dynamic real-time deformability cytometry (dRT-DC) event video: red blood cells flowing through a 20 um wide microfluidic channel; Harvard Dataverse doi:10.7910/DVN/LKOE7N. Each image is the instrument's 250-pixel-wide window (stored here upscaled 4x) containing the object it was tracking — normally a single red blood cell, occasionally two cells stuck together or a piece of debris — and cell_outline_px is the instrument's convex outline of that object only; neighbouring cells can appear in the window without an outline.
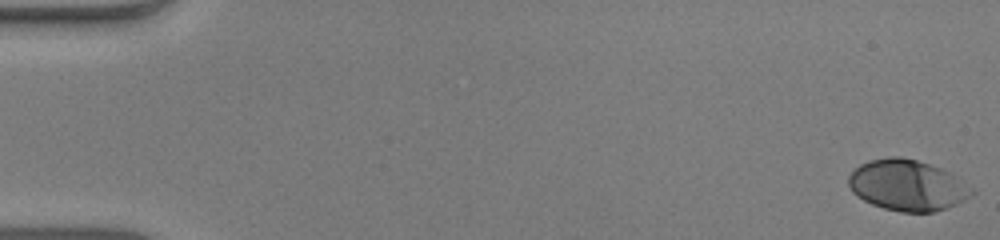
{"species": "human", "species_latin": "Homo sapiens", "temperature_condition": "warm", "stored_images_in_passage": 52, "camera_frame_rate_fps": 3000, "um_per_image_px": 0.085, "donor": {"sex": "male"}, "frame": {"image": 1, "passage_image": 1, "time_ms": 0.0, "image_size_px": [1000, 240], "cell_outline_px": [[976, 192], [964, 200], [956, 204], [932, 212], [900, 212], [884, 208], [872, 204], [856, 196], [852, 192], [848, 184], [848, 176], [860, 164], [868, 160], [888, 156], [900, 156], [916, 160], [940, 168], [948, 172], [972, 188]], "centroid_in_image_um": [77.08, 15.74], "position_along_channel_um": 7.9, "area_um2": 36.36}}
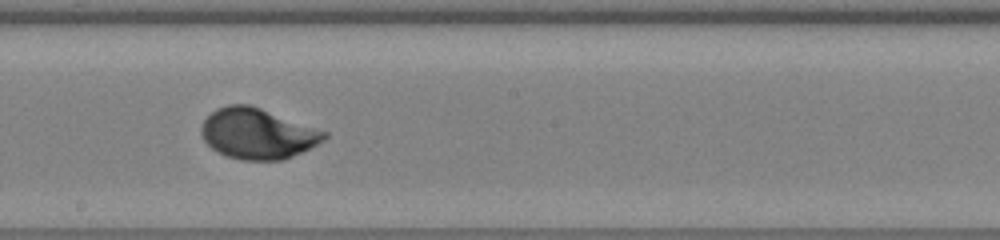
{"frame": {"image": 2, "passage_image": 30, "time_ms": 9.667, "image_size_px": [1000, 240], "cell_outline_px": [[328, 136], [324, 140], [284, 160], [240, 160], [228, 156], [212, 148], [204, 140], [200, 132], [200, 128], [204, 120], [216, 108], [228, 104], [248, 104], [260, 108], [328, 132]], "centroid_in_image_um": [21.87, 11.35], "position_along_channel_um": 226.3, "area_um2": 35.89}}
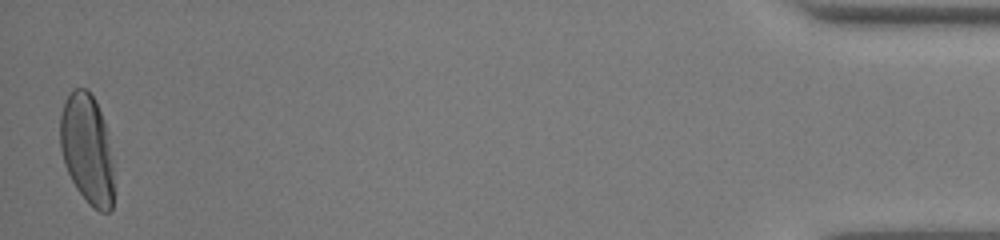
{"frame": {"image": 3, "passage_image": 52, "time_ms": 17.0, "image_size_px": [1000, 240], "cell_outline_px": [[112, 208], [108, 212], [100, 212], [92, 208], [88, 204], [76, 188], [68, 172], [60, 148], [60, 116], [64, 104], [72, 88], [84, 88], [92, 96], [104, 120], [112, 160]], "centroid_in_image_um": [7.39, 12.7], "position_along_channel_um": 427.8, "area_um2": 33.93}, "authors_computed_cell_mechanics": {"area_um2": 35.1424, "velocity_mm_per_s": 3.9747, "shape_relaxation_time_tau1_ms": 2.4536, "shape_relaxation_time_tau2_ms": null, "deformation_change_tau1": 0.1819, "deformation_change_tau2": null}}